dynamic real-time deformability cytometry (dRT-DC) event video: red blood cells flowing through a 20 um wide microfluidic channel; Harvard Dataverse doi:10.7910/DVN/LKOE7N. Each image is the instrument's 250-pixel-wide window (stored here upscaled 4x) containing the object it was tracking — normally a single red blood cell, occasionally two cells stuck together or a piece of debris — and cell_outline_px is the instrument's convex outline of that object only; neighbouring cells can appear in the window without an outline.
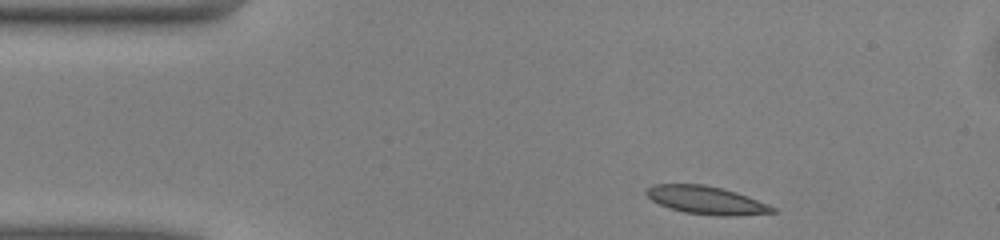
{"species": "common noctule bat (a hibernating species)", "species_latin": "Nyctalus noctula", "temperature_condition": "warm", "stored_images_in_passage": 43, "camera_frame_rate_fps": 3000, "um_per_image_px": 0.085, "animal": {"sex": "male", "body_mass_g": 13.0, "forearm_length_mm": 53.1}, "frame": {"image": 1, "passage_image": 1, "time_ms": 0.0, "image_size_px": [1000, 240], "cell_outline_px": [[776, 212], [736, 216], [716, 216], [684, 212], [660, 204], [652, 200], [644, 192], [652, 184], [704, 184], [724, 188], [748, 196], [768, 204], [776, 208]], "centroid_in_image_um": [60.06, 17.01], "position_along_channel_um": 24.9, "area_um2": 20.63}}
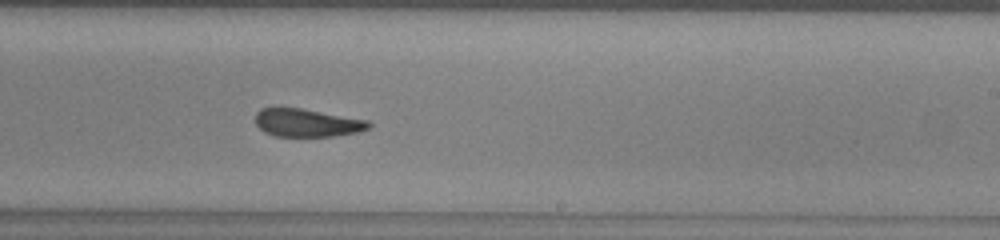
{"frame": {"image": 2, "passage_image": 23, "time_ms": 7.333, "image_size_px": [1000, 240], "cell_outline_px": [[372, 128], [360, 132], [332, 136], [276, 136], [264, 132], [256, 124], [256, 112], [260, 108], [300, 108], [368, 120], [372, 124]], "centroid_in_image_um": [26.14, 10.44], "position_along_channel_um": 262.9, "area_um2": 18.5}}
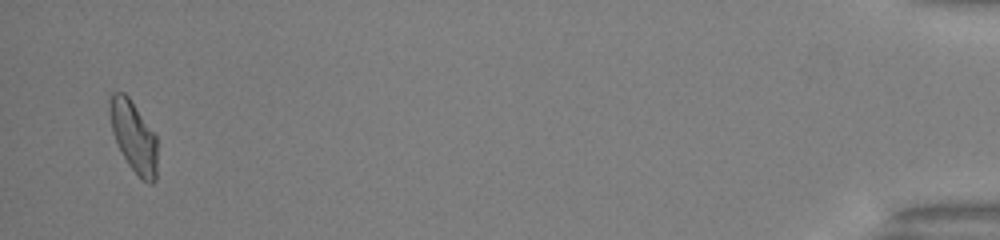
{"frame": {"image": 3, "passage_image": 42, "time_ms": 13.667, "image_size_px": [1000, 240], "cell_outline_px": [[156, 180], [152, 184], [148, 184], [128, 164], [112, 132], [108, 108], [108, 100], [112, 92], [124, 92], [128, 96], [156, 136]], "centroid_in_image_um": [11.33, 11.57], "position_along_channel_um": 423.9, "area_um2": 19.36}, "authors_computed_cell_mechanics": {"area_um2": 19.7676, "velocity_mm_per_s": 4.0519, "shape_relaxation_time_tau1_ms": 3.8666, "shape_relaxation_time_tau2_ms": 2.9126, "deformation_change_tau1": 0.134, "deformation_change_tau2": 0.0646}}